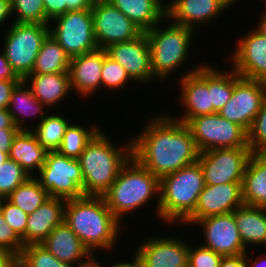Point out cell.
Listing matches in <instances>:
<instances>
[{
  "instance_id": "cell-14",
  "label": "cell",
  "mask_w": 266,
  "mask_h": 267,
  "mask_svg": "<svg viewBox=\"0 0 266 267\" xmlns=\"http://www.w3.org/2000/svg\"><path fill=\"white\" fill-rule=\"evenodd\" d=\"M179 78L180 105L185 110L179 118L171 116L185 124L191 118L213 114L211 92L208 90V64L201 63L189 71L186 70Z\"/></svg>"
},
{
  "instance_id": "cell-45",
  "label": "cell",
  "mask_w": 266,
  "mask_h": 267,
  "mask_svg": "<svg viewBox=\"0 0 266 267\" xmlns=\"http://www.w3.org/2000/svg\"><path fill=\"white\" fill-rule=\"evenodd\" d=\"M20 129H0V152L9 155L14 137Z\"/></svg>"
},
{
  "instance_id": "cell-6",
  "label": "cell",
  "mask_w": 266,
  "mask_h": 267,
  "mask_svg": "<svg viewBox=\"0 0 266 267\" xmlns=\"http://www.w3.org/2000/svg\"><path fill=\"white\" fill-rule=\"evenodd\" d=\"M165 22L169 23L168 26L160 22L145 32L150 45L153 76L158 82H167V77L188 62L189 50H192L189 48L196 32L192 28L171 22L167 17ZM160 24L163 27L160 28Z\"/></svg>"
},
{
  "instance_id": "cell-32",
  "label": "cell",
  "mask_w": 266,
  "mask_h": 267,
  "mask_svg": "<svg viewBox=\"0 0 266 267\" xmlns=\"http://www.w3.org/2000/svg\"><path fill=\"white\" fill-rule=\"evenodd\" d=\"M234 89V69L230 72L208 65V90L211 92L213 113H218L231 99Z\"/></svg>"
},
{
  "instance_id": "cell-58",
  "label": "cell",
  "mask_w": 266,
  "mask_h": 267,
  "mask_svg": "<svg viewBox=\"0 0 266 267\" xmlns=\"http://www.w3.org/2000/svg\"><path fill=\"white\" fill-rule=\"evenodd\" d=\"M163 2V4L167 7V3H164L165 1L164 0H161ZM173 0L170 1V3L172 2Z\"/></svg>"
},
{
  "instance_id": "cell-56",
  "label": "cell",
  "mask_w": 266,
  "mask_h": 267,
  "mask_svg": "<svg viewBox=\"0 0 266 267\" xmlns=\"http://www.w3.org/2000/svg\"><path fill=\"white\" fill-rule=\"evenodd\" d=\"M9 159V155L6 153L0 152V166Z\"/></svg>"
},
{
  "instance_id": "cell-31",
  "label": "cell",
  "mask_w": 266,
  "mask_h": 267,
  "mask_svg": "<svg viewBox=\"0 0 266 267\" xmlns=\"http://www.w3.org/2000/svg\"><path fill=\"white\" fill-rule=\"evenodd\" d=\"M70 123L61 114L49 113V115H45L41 122H37L31 131L36 136L40 145L47 151H57Z\"/></svg>"
},
{
  "instance_id": "cell-29",
  "label": "cell",
  "mask_w": 266,
  "mask_h": 267,
  "mask_svg": "<svg viewBox=\"0 0 266 267\" xmlns=\"http://www.w3.org/2000/svg\"><path fill=\"white\" fill-rule=\"evenodd\" d=\"M234 219L246 249L266 247V208L243 205L234 210Z\"/></svg>"
},
{
  "instance_id": "cell-5",
  "label": "cell",
  "mask_w": 266,
  "mask_h": 267,
  "mask_svg": "<svg viewBox=\"0 0 266 267\" xmlns=\"http://www.w3.org/2000/svg\"><path fill=\"white\" fill-rule=\"evenodd\" d=\"M204 185L198 161L161 177L158 218L164 224L182 223L194 211Z\"/></svg>"
},
{
  "instance_id": "cell-20",
  "label": "cell",
  "mask_w": 266,
  "mask_h": 267,
  "mask_svg": "<svg viewBox=\"0 0 266 267\" xmlns=\"http://www.w3.org/2000/svg\"><path fill=\"white\" fill-rule=\"evenodd\" d=\"M228 5L222 0H173L167 4L166 17L173 23L197 31L219 17Z\"/></svg>"
},
{
  "instance_id": "cell-40",
  "label": "cell",
  "mask_w": 266,
  "mask_h": 267,
  "mask_svg": "<svg viewBox=\"0 0 266 267\" xmlns=\"http://www.w3.org/2000/svg\"><path fill=\"white\" fill-rule=\"evenodd\" d=\"M0 210L5 221L21 237L26 230L28 214L7 198L0 199Z\"/></svg>"
},
{
  "instance_id": "cell-51",
  "label": "cell",
  "mask_w": 266,
  "mask_h": 267,
  "mask_svg": "<svg viewBox=\"0 0 266 267\" xmlns=\"http://www.w3.org/2000/svg\"><path fill=\"white\" fill-rule=\"evenodd\" d=\"M12 16L11 0H0V26Z\"/></svg>"
},
{
  "instance_id": "cell-27",
  "label": "cell",
  "mask_w": 266,
  "mask_h": 267,
  "mask_svg": "<svg viewBox=\"0 0 266 267\" xmlns=\"http://www.w3.org/2000/svg\"><path fill=\"white\" fill-rule=\"evenodd\" d=\"M144 33L164 22L166 6L161 0H108Z\"/></svg>"
},
{
  "instance_id": "cell-25",
  "label": "cell",
  "mask_w": 266,
  "mask_h": 267,
  "mask_svg": "<svg viewBox=\"0 0 266 267\" xmlns=\"http://www.w3.org/2000/svg\"><path fill=\"white\" fill-rule=\"evenodd\" d=\"M47 153L31 130H20L13 139L9 158L18 163L29 177H36Z\"/></svg>"
},
{
  "instance_id": "cell-26",
  "label": "cell",
  "mask_w": 266,
  "mask_h": 267,
  "mask_svg": "<svg viewBox=\"0 0 266 267\" xmlns=\"http://www.w3.org/2000/svg\"><path fill=\"white\" fill-rule=\"evenodd\" d=\"M244 205L266 208V153H251L242 181Z\"/></svg>"
},
{
  "instance_id": "cell-38",
  "label": "cell",
  "mask_w": 266,
  "mask_h": 267,
  "mask_svg": "<svg viewBox=\"0 0 266 267\" xmlns=\"http://www.w3.org/2000/svg\"><path fill=\"white\" fill-rule=\"evenodd\" d=\"M29 176L22 167L12 159L0 166V199L7 198Z\"/></svg>"
},
{
  "instance_id": "cell-30",
  "label": "cell",
  "mask_w": 266,
  "mask_h": 267,
  "mask_svg": "<svg viewBox=\"0 0 266 267\" xmlns=\"http://www.w3.org/2000/svg\"><path fill=\"white\" fill-rule=\"evenodd\" d=\"M70 57L63 47L49 34L37 54L31 74L68 73Z\"/></svg>"
},
{
  "instance_id": "cell-36",
  "label": "cell",
  "mask_w": 266,
  "mask_h": 267,
  "mask_svg": "<svg viewBox=\"0 0 266 267\" xmlns=\"http://www.w3.org/2000/svg\"><path fill=\"white\" fill-rule=\"evenodd\" d=\"M18 267H73L59 261L40 244H30L23 247L18 257Z\"/></svg>"
},
{
  "instance_id": "cell-4",
  "label": "cell",
  "mask_w": 266,
  "mask_h": 267,
  "mask_svg": "<svg viewBox=\"0 0 266 267\" xmlns=\"http://www.w3.org/2000/svg\"><path fill=\"white\" fill-rule=\"evenodd\" d=\"M154 196L157 197L154 212L158 216L160 178L131 156L103 198L113 215L122 223L123 216L144 208Z\"/></svg>"
},
{
  "instance_id": "cell-43",
  "label": "cell",
  "mask_w": 266,
  "mask_h": 267,
  "mask_svg": "<svg viewBox=\"0 0 266 267\" xmlns=\"http://www.w3.org/2000/svg\"><path fill=\"white\" fill-rule=\"evenodd\" d=\"M66 0H43L46 18L52 19L66 13Z\"/></svg>"
},
{
  "instance_id": "cell-3",
  "label": "cell",
  "mask_w": 266,
  "mask_h": 267,
  "mask_svg": "<svg viewBox=\"0 0 266 267\" xmlns=\"http://www.w3.org/2000/svg\"><path fill=\"white\" fill-rule=\"evenodd\" d=\"M128 141L115 145L101 129L87 144L78 158L84 178V195L103 196L109 190L132 156V140Z\"/></svg>"
},
{
  "instance_id": "cell-15",
  "label": "cell",
  "mask_w": 266,
  "mask_h": 267,
  "mask_svg": "<svg viewBox=\"0 0 266 267\" xmlns=\"http://www.w3.org/2000/svg\"><path fill=\"white\" fill-rule=\"evenodd\" d=\"M136 247L140 267H188L190 244L177 236L147 237Z\"/></svg>"
},
{
  "instance_id": "cell-53",
  "label": "cell",
  "mask_w": 266,
  "mask_h": 267,
  "mask_svg": "<svg viewBox=\"0 0 266 267\" xmlns=\"http://www.w3.org/2000/svg\"><path fill=\"white\" fill-rule=\"evenodd\" d=\"M95 254H90L84 261L78 262L73 267H102Z\"/></svg>"
},
{
  "instance_id": "cell-46",
  "label": "cell",
  "mask_w": 266,
  "mask_h": 267,
  "mask_svg": "<svg viewBox=\"0 0 266 267\" xmlns=\"http://www.w3.org/2000/svg\"><path fill=\"white\" fill-rule=\"evenodd\" d=\"M0 53V80H22L12 69L4 52Z\"/></svg>"
},
{
  "instance_id": "cell-42",
  "label": "cell",
  "mask_w": 266,
  "mask_h": 267,
  "mask_svg": "<svg viewBox=\"0 0 266 267\" xmlns=\"http://www.w3.org/2000/svg\"><path fill=\"white\" fill-rule=\"evenodd\" d=\"M23 247L21 237L5 221L0 210V248L8 250L19 257Z\"/></svg>"
},
{
  "instance_id": "cell-57",
  "label": "cell",
  "mask_w": 266,
  "mask_h": 267,
  "mask_svg": "<svg viewBox=\"0 0 266 267\" xmlns=\"http://www.w3.org/2000/svg\"><path fill=\"white\" fill-rule=\"evenodd\" d=\"M225 4H227L228 5V7L230 8H232V5L234 6V4H235V2H236V4H237V2H238V0H222Z\"/></svg>"
},
{
  "instance_id": "cell-10",
  "label": "cell",
  "mask_w": 266,
  "mask_h": 267,
  "mask_svg": "<svg viewBox=\"0 0 266 267\" xmlns=\"http://www.w3.org/2000/svg\"><path fill=\"white\" fill-rule=\"evenodd\" d=\"M49 28L50 34L70 58L98 48L91 9L69 11L57 16L50 21Z\"/></svg>"
},
{
  "instance_id": "cell-52",
  "label": "cell",
  "mask_w": 266,
  "mask_h": 267,
  "mask_svg": "<svg viewBox=\"0 0 266 267\" xmlns=\"http://www.w3.org/2000/svg\"><path fill=\"white\" fill-rule=\"evenodd\" d=\"M247 253L245 252L247 267H266V253L259 254L255 260L253 257L250 258Z\"/></svg>"
},
{
  "instance_id": "cell-22",
  "label": "cell",
  "mask_w": 266,
  "mask_h": 267,
  "mask_svg": "<svg viewBox=\"0 0 266 267\" xmlns=\"http://www.w3.org/2000/svg\"><path fill=\"white\" fill-rule=\"evenodd\" d=\"M66 200L49 197L39 208L28 215L23 245L41 244L49 233L64 222Z\"/></svg>"
},
{
  "instance_id": "cell-13",
  "label": "cell",
  "mask_w": 266,
  "mask_h": 267,
  "mask_svg": "<svg viewBox=\"0 0 266 267\" xmlns=\"http://www.w3.org/2000/svg\"><path fill=\"white\" fill-rule=\"evenodd\" d=\"M250 155V148H220L199 153L198 162L203 170L204 183L242 182Z\"/></svg>"
},
{
  "instance_id": "cell-39",
  "label": "cell",
  "mask_w": 266,
  "mask_h": 267,
  "mask_svg": "<svg viewBox=\"0 0 266 267\" xmlns=\"http://www.w3.org/2000/svg\"><path fill=\"white\" fill-rule=\"evenodd\" d=\"M251 153H266V98L248 131Z\"/></svg>"
},
{
  "instance_id": "cell-18",
  "label": "cell",
  "mask_w": 266,
  "mask_h": 267,
  "mask_svg": "<svg viewBox=\"0 0 266 267\" xmlns=\"http://www.w3.org/2000/svg\"><path fill=\"white\" fill-rule=\"evenodd\" d=\"M194 224L202 226L204 234L202 246L222 256H236L248 251L241 241L234 211L223 215L208 216L197 220Z\"/></svg>"
},
{
  "instance_id": "cell-2",
  "label": "cell",
  "mask_w": 266,
  "mask_h": 267,
  "mask_svg": "<svg viewBox=\"0 0 266 267\" xmlns=\"http://www.w3.org/2000/svg\"><path fill=\"white\" fill-rule=\"evenodd\" d=\"M64 222L91 254L97 250H114L112 248L120 237L119 229L122 227L121 222L107 207L103 196L84 195L66 200Z\"/></svg>"
},
{
  "instance_id": "cell-35",
  "label": "cell",
  "mask_w": 266,
  "mask_h": 267,
  "mask_svg": "<svg viewBox=\"0 0 266 267\" xmlns=\"http://www.w3.org/2000/svg\"><path fill=\"white\" fill-rule=\"evenodd\" d=\"M12 22L49 24L46 18L43 0H11ZM14 13V14H13Z\"/></svg>"
},
{
  "instance_id": "cell-33",
  "label": "cell",
  "mask_w": 266,
  "mask_h": 267,
  "mask_svg": "<svg viewBox=\"0 0 266 267\" xmlns=\"http://www.w3.org/2000/svg\"><path fill=\"white\" fill-rule=\"evenodd\" d=\"M97 124L87 128L80 124L70 123L63 136L60 147L57 151L67 157L78 159L82 154L87 144L94 138V136L101 130Z\"/></svg>"
},
{
  "instance_id": "cell-48",
  "label": "cell",
  "mask_w": 266,
  "mask_h": 267,
  "mask_svg": "<svg viewBox=\"0 0 266 267\" xmlns=\"http://www.w3.org/2000/svg\"><path fill=\"white\" fill-rule=\"evenodd\" d=\"M95 0H66V12L91 9Z\"/></svg>"
},
{
  "instance_id": "cell-28",
  "label": "cell",
  "mask_w": 266,
  "mask_h": 267,
  "mask_svg": "<svg viewBox=\"0 0 266 267\" xmlns=\"http://www.w3.org/2000/svg\"><path fill=\"white\" fill-rule=\"evenodd\" d=\"M45 108L34 96L25 81L21 80L12 91L7 109L17 128L20 130H31L32 127L27 126L28 121L24 124L26 118L29 119L31 116V118L34 117L36 120L38 117V120L40 119L39 122H41L47 114L43 110Z\"/></svg>"
},
{
  "instance_id": "cell-11",
  "label": "cell",
  "mask_w": 266,
  "mask_h": 267,
  "mask_svg": "<svg viewBox=\"0 0 266 267\" xmlns=\"http://www.w3.org/2000/svg\"><path fill=\"white\" fill-rule=\"evenodd\" d=\"M265 98V82L241 77L234 70L232 97L218 114L248 132Z\"/></svg>"
},
{
  "instance_id": "cell-47",
  "label": "cell",
  "mask_w": 266,
  "mask_h": 267,
  "mask_svg": "<svg viewBox=\"0 0 266 267\" xmlns=\"http://www.w3.org/2000/svg\"><path fill=\"white\" fill-rule=\"evenodd\" d=\"M219 267H247L245 253L236 256H223Z\"/></svg>"
},
{
  "instance_id": "cell-37",
  "label": "cell",
  "mask_w": 266,
  "mask_h": 267,
  "mask_svg": "<svg viewBox=\"0 0 266 267\" xmlns=\"http://www.w3.org/2000/svg\"><path fill=\"white\" fill-rule=\"evenodd\" d=\"M132 82V79L128 75L125 68H123L118 62L109 57L104 49V62L102 65L101 74V88L103 87L108 91L125 89L128 82Z\"/></svg>"
},
{
  "instance_id": "cell-1",
  "label": "cell",
  "mask_w": 266,
  "mask_h": 267,
  "mask_svg": "<svg viewBox=\"0 0 266 267\" xmlns=\"http://www.w3.org/2000/svg\"><path fill=\"white\" fill-rule=\"evenodd\" d=\"M161 115V116H160ZM132 138V157L159 178L198 161L189 128L167 112L155 115Z\"/></svg>"
},
{
  "instance_id": "cell-19",
  "label": "cell",
  "mask_w": 266,
  "mask_h": 267,
  "mask_svg": "<svg viewBox=\"0 0 266 267\" xmlns=\"http://www.w3.org/2000/svg\"><path fill=\"white\" fill-rule=\"evenodd\" d=\"M238 40L231 53V66L241 77L266 83V36L254 27Z\"/></svg>"
},
{
  "instance_id": "cell-24",
  "label": "cell",
  "mask_w": 266,
  "mask_h": 267,
  "mask_svg": "<svg viewBox=\"0 0 266 267\" xmlns=\"http://www.w3.org/2000/svg\"><path fill=\"white\" fill-rule=\"evenodd\" d=\"M23 80L47 110L59 105L72 91L69 72L29 74Z\"/></svg>"
},
{
  "instance_id": "cell-54",
  "label": "cell",
  "mask_w": 266,
  "mask_h": 267,
  "mask_svg": "<svg viewBox=\"0 0 266 267\" xmlns=\"http://www.w3.org/2000/svg\"><path fill=\"white\" fill-rule=\"evenodd\" d=\"M261 16L262 17H260L258 21L259 23H257L258 25L255 26L256 27L255 29L262 35L266 36V11L263 12Z\"/></svg>"
},
{
  "instance_id": "cell-44",
  "label": "cell",
  "mask_w": 266,
  "mask_h": 267,
  "mask_svg": "<svg viewBox=\"0 0 266 267\" xmlns=\"http://www.w3.org/2000/svg\"><path fill=\"white\" fill-rule=\"evenodd\" d=\"M21 80H0V109H7L13 89Z\"/></svg>"
},
{
  "instance_id": "cell-8",
  "label": "cell",
  "mask_w": 266,
  "mask_h": 267,
  "mask_svg": "<svg viewBox=\"0 0 266 267\" xmlns=\"http://www.w3.org/2000/svg\"><path fill=\"white\" fill-rule=\"evenodd\" d=\"M37 176L35 178L49 197L70 200L84 196V178L78 159L48 151Z\"/></svg>"
},
{
  "instance_id": "cell-55",
  "label": "cell",
  "mask_w": 266,
  "mask_h": 267,
  "mask_svg": "<svg viewBox=\"0 0 266 267\" xmlns=\"http://www.w3.org/2000/svg\"><path fill=\"white\" fill-rule=\"evenodd\" d=\"M133 258L134 259H132L131 262H130V260H129V262H123L122 261L120 263L118 262L114 265H110V267H140L136 257H133ZM102 267H105V266H102Z\"/></svg>"
},
{
  "instance_id": "cell-17",
  "label": "cell",
  "mask_w": 266,
  "mask_h": 267,
  "mask_svg": "<svg viewBox=\"0 0 266 267\" xmlns=\"http://www.w3.org/2000/svg\"><path fill=\"white\" fill-rule=\"evenodd\" d=\"M109 57L126 69L133 81L149 84L155 78L151 67V52L146 33L138 38L114 43L105 48Z\"/></svg>"
},
{
  "instance_id": "cell-23",
  "label": "cell",
  "mask_w": 266,
  "mask_h": 267,
  "mask_svg": "<svg viewBox=\"0 0 266 267\" xmlns=\"http://www.w3.org/2000/svg\"><path fill=\"white\" fill-rule=\"evenodd\" d=\"M40 245L59 261L73 266L91 254L65 222L56 226Z\"/></svg>"
},
{
  "instance_id": "cell-16",
  "label": "cell",
  "mask_w": 266,
  "mask_h": 267,
  "mask_svg": "<svg viewBox=\"0 0 266 267\" xmlns=\"http://www.w3.org/2000/svg\"><path fill=\"white\" fill-rule=\"evenodd\" d=\"M243 205L242 182L205 184L194 211L180 224L191 225L208 216L232 213Z\"/></svg>"
},
{
  "instance_id": "cell-41",
  "label": "cell",
  "mask_w": 266,
  "mask_h": 267,
  "mask_svg": "<svg viewBox=\"0 0 266 267\" xmlns=\"http://www.w3.org/2000/svg\"><path fill=\"white\" fill-rule=\"evenodd\" d=\"M189 249L188 267H219L222 255L214 252L213 250L202 246L196 245Z\"/></svg>"
},
{
  "instance_id": "cell-21",
  "label": "cell",
  "mask_w": 266,
  "mask_h": 267,
  "mask_svg": "<svg viewBox=\"0 0 266 267\" xmlns=\"http://www.w3.org/2000/svg\"><path fill=\"white\" fill-rule=\"evenodd\" d=\"M103 62L104 49L101 48L70 58L71 89L77 92L81 98L82 96L89 98L101 88Z\"/></svg>"
},
{
  "instance_id": "cell-7",
  "label": "cell",
  "mask_w": 266,
  "mask_h": 267,
  "mask_svg": "<svg viewBox=\"0 0 266 267\" xmlns=\"http://www.w3.org/2000/svg\"><path fill=\"white\" fill-rule=\"evenodd\" d=\"M9 27L3 36L2 51L12 69L23 80L32 73L37 54L50 34L49 24L13 22Z\"/></svg>"
},
{
  "instance_id": "cell-49",
  "label": "cell",
  "mask_w": 266,
  "mask_h": 267,
  "mask_svg": "<svg viewBox=\"0 0 266 267\" xmlns=\"http://www.w3.org/2000/svg\"><path fill=\"white\" fill-rule=\"evenodd\" d=\"M0 267H18V257L12 252L0 248Z\"/></svg>"
},
{
  "instance_id": "cell-34",
  "label": "cell",
  "mask_w": 266,
  "mask_h": 267,
  "mask_svg": "<svg viewBox=\"0 0 266 267\" xmlns=\"http://www.w3.org/2000/svg\"><path fill=\"white\" fill-rule=\"evenodd\" d=\"M48 198V192L41 187L35 177H29L7 197L11 203L28 215L39 208Z\"/></svg>"
},
{
  "instance_id": "cell-9",
  "label": "cell",
  "mask_w": 266,
  "mask_h": 267,
  "mask_svg": "<svg viewBox=\"0 0 266 267\" xmlns=\"http://www.w3.org/2000/svg\"><path fill=\"white\" fill-rule=\"evenodd\" d=\"M185 125L200 153L220 148H249L248 132L218 113L191 118Z\"/></svg>"
},
{
  "instance_id": "cell-12",
  "label": "cell",
  "mask_w": 266,
  "mask_h": 267,
  "mask_svg": "<svg viewBox=\"0 0 266 267\" xmlns=\"http://www.w3.org/2000/svg\"><path fill=\"white\" fill-rule=\"evenodd\" d=\"M92 10L94 36L98 48L130 41L144 32L108 0H95Z\"/></svg>"
},
{
  "instance_id": "cell-50",
  "label": "cell",
  "mask_w": 266,
  "mask_h": 267,
  "mask_svg": "<svg viewBox=\"0 0 266 267\" xmlns=\"http://www.w3.org/2000/svg\"><path fill=\"white\" fill-rule=\"evenodd\" d=\"M0 129H19L15 126L8 109H0Z\"/></svg>"
}]
</instances>
